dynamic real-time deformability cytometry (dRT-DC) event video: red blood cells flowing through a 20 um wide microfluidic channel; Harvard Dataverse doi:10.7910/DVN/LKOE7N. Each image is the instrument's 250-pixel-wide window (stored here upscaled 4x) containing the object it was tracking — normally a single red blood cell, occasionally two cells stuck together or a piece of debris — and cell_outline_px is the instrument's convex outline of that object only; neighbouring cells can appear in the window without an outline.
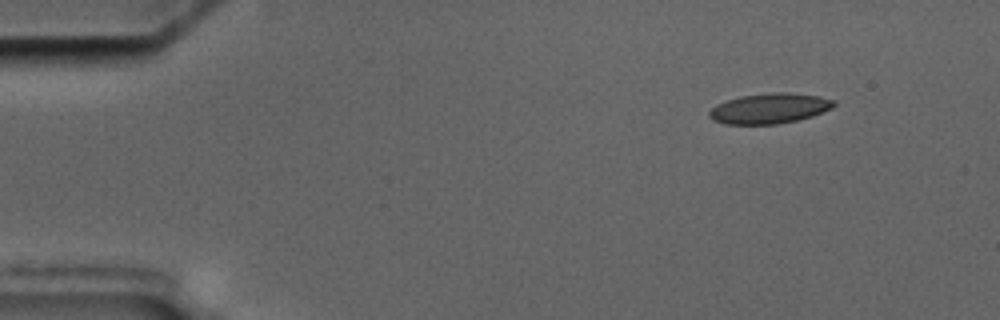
{"species": "common noctule bat (a hibernating species)", "species_latin": "Nyctalus noctula", "temperature_condition": "cold", "stored_images_in_passage": 3, "camera_frame_rate_fps": 3000, "um_per_image_px": 0.085, "animal": {"sex": "male", "body_mass_g": 17.5, "forearm_length_mm": 52.3}, "frame": {"image": 1, "passage_image": 1, "time_ms": 0.0, "image_size_px": [1000, 320], "cell_outline_px": [[836, 104], [832, 108], [812, 116], [796, 120], [776, 124], [724, 124], [712, 120], [708, 116], [708, 112], [716, 104], [740, 96], [776, 92], [788, 92], [820, 96], [836, 100]], "centroid_in_image_um": [65.41, 9.21], "position_along_channel_um": 19.6, "area_um2": 22.02}}
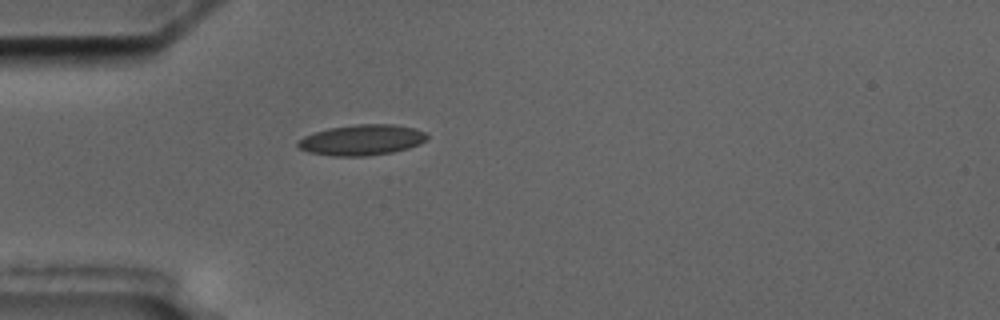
{"frame": {"image": 2, "passage_image": 3, "time_ms": 3.333, "image_size_px": [1000, 320], "cell_outline_px": [[428, 140], [420, 144], [408, 148], [392, 152], [368, 156], [332, 156], [308, 152], [300, 148], [296, 144], [304, 136], [328, 128], [356, 124], [392, 124], [412, 128], [424, 132], [428, 136]], "centroid_in_image_um": [30.76, 11.9], "position_along_channel_um": 54.2, "area_um2": 23.0}}